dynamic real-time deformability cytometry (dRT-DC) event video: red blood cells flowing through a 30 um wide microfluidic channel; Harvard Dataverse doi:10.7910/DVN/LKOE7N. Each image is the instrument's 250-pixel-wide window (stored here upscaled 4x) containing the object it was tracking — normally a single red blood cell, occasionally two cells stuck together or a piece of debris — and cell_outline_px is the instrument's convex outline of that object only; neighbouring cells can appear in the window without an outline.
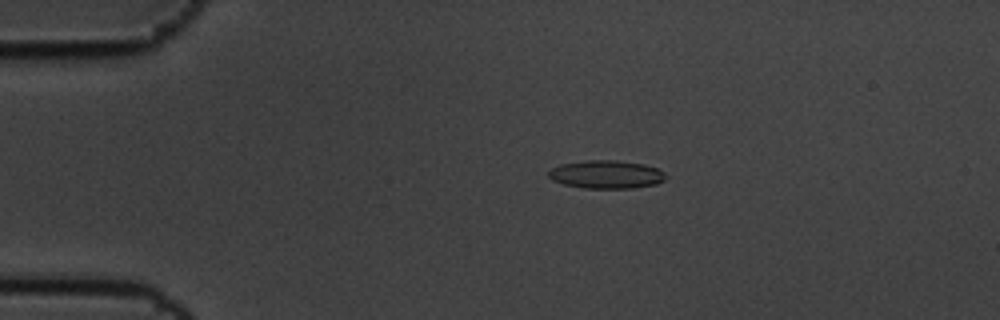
{"species": "common noctule bat (a hibernating species)", "species_latin": "Nyctalus noctula", "temperature_condition": "cold", "stored_images_in_passage": 8, "camera_frame_rate_fps": 3000, "um_per_image_px": 0.085, "animal": {"sex": "male", "body_mass_g": 19.5, "forearm_length_mm": 54.6}, "frame": {"image": 1, "passage_image": 4, "time_ms": 1.0, "image_size_px": [1000, 320], "cell_outline_px": [[668, 176], [664, 180], [656, 184], [632, 188], [584, 188], [564, 184], [552, 180], [548, 176], [548, 172], [552, 168], [560, 164], [588, 160], [616, 160], [644, 164], [656, 168], [664, 172]], "centroid_in_image_um": [51.54, 14.82], "position_along_channel_um": 33.5, "area_um2": 19.25}}
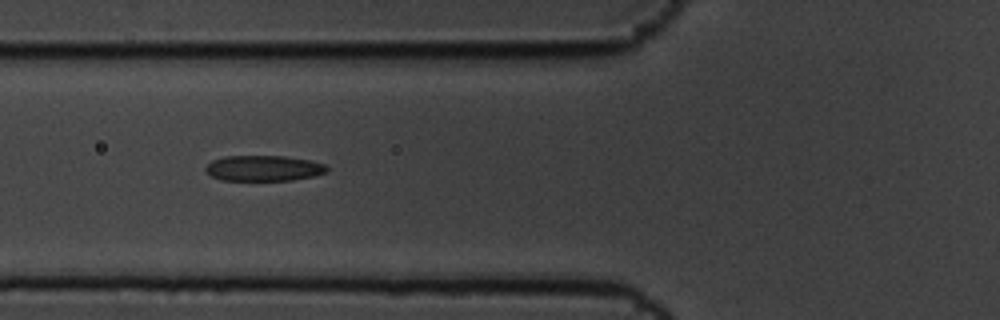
{"frame": {"image": 2, "passage_image": 7, "time_ms": 2.0, "image_size_px": [1000, 320], "cell_outline_px": [[328, 172], [312, 176], [292, 180], [224, 180], [212, 176], [204, 168], [212, 160], [224, 156], [284, 156], [312, 160], [324, 164], [328, 168]], "centroid_in_image_um": [22.43, 14.29], "position_along_channel_um": 103.4, "area_um2": 18.03}}
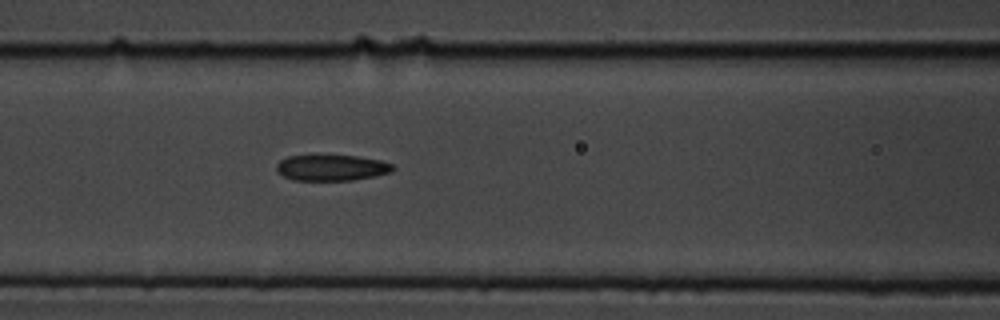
{"frame": {"image": 3, "passage_image": 8, "time_ms": 2.333, "image_size_px": [1000, 320], "cell_outline_px": [[396, 168], [392, 172], [376, 176], [352, 180], [292, 180], [276, 172], [276, 164], [280, 160], [288, 156], [356, 156], [380, 160], [392, 164]], "centroid_in_image_um": [28.19, 14.27], "position_along_channel_um": 138.4, "area_um2": 17.57}}